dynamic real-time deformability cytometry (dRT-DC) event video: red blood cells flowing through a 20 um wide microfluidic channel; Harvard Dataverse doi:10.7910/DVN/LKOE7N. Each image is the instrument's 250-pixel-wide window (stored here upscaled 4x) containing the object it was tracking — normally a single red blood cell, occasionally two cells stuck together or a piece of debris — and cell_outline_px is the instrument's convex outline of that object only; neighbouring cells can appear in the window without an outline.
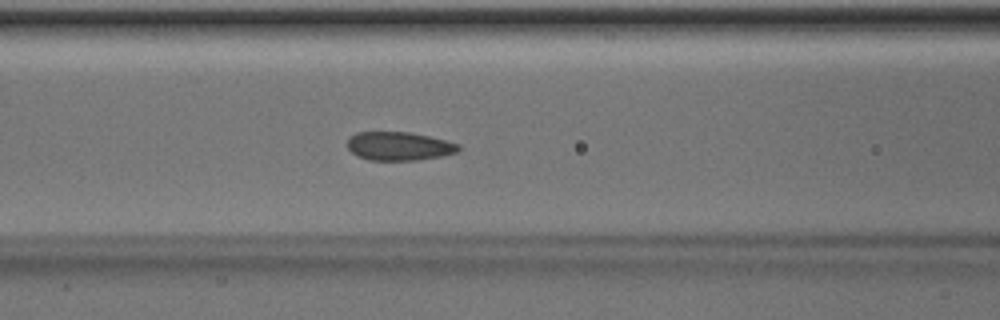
{"species": "Egyptian fruit bat (a non-hibernating species)", "species_latin": "Rousettus aegyptiacus", "temperature_condition": "room temperature", "stored_images_in_passage": 41, "camera_frame_rate_fps": 3000, "um_per_image_px": 0.085, "animal": {"sex": "male"}, "frame": {"image": 1, "passage_image": 14, "time_ms": 4.333, "image_size_px": [1000, 320], "cell_outline_px": [[460, 148], [456, 152], [440, 156], [416, 160], [368, 160], [356, 156], [348, 148], [348, 140], [356, 132], [408, 132], [428, 136], [460, 144]], "centroid_in_image_um": [33.89, 12.42], "position_along_channel_um": 132.7, "area_um2": 18.32}}
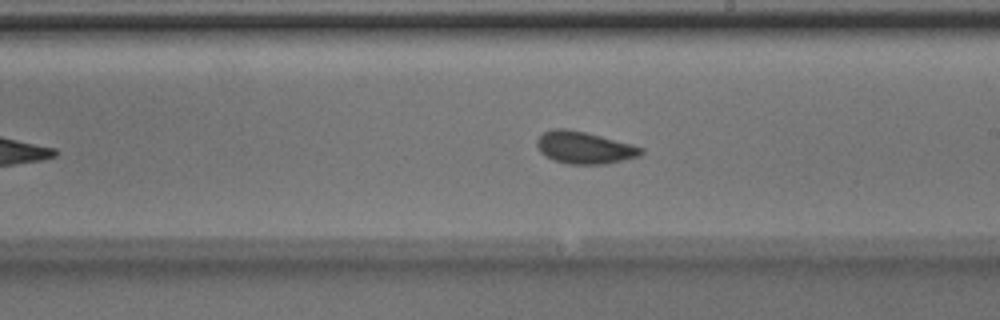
{"frame": {"image": 2, "passage_image": 22, "time_ms": 7.0, "image_size_px": [1000, 320], "cell_outline_px": [[644, 152], [640, 156], [604, 164], [568, 164], [552, 160], [544, 156], [540, 152], [536, 144], [536, 140], [544, 132], [552, 128], [568, 128], [588, 132], [632, 144], [644, 148]], "centroid_in_image_um": [49.65, 12.54], "position_along_channel_um": 239.3, "area_um2": 19.83}}
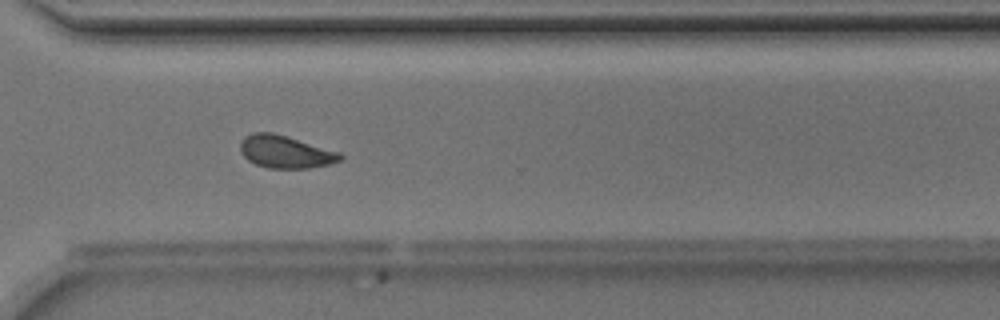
{"frame": {"image": 3, "passage_image": 30, "time_ms": 9.667, "image_size_px": [1000, 320], "cell_outline_px": [[344, 156], [340, 160], [328, 164], [308, 168], [268, 168], [256, 164], [248, 160], [240, 152], [240, 140], [244, 136], [252, 132], [272, 132], [340, 152]], "centroid_in_image_um": [24.22, 12.89], "position_along_channel_um": 346.4, "area_um2": 18.9}, "authors_computed_cell_mechanics": {"area_um2": 19.1896, "velocity_mm_per_s": 4.017, "shape_relaxation_time_tau1_ms": 3.9245, "shape_relaxation_time_tau2_ms": 1.6374, "deformation_change_tau1": 0.084, "deformation_change_tau2": 0.0385}}